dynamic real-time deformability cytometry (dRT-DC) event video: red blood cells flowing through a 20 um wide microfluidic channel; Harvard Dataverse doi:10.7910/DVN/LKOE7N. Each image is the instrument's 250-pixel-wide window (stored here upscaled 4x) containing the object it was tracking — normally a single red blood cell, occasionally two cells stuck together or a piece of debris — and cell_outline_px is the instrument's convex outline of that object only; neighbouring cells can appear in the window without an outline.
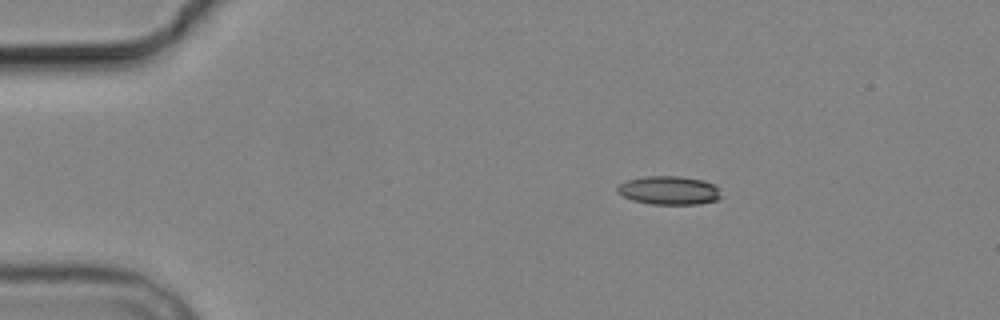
{"species": "common noctule bat (a hibernating species)", "species_latin": "Nyctalus noctula", "temperature_condition": "cold", "stored_images_in_passage": 3, "camera_frame_rate_fps": 3000, "um_per_image_px": 0.085, "animal": {"sex": "male", "body_mass_g": 19.2, "forearm_length_mm": 51.8}, "frame": {"image": 1, "passage_image": 1, "time_ms": 0.0, "image_size_px": [1000, 320], "cell_outline_px": [[724, 196], [716, 200], [700, 204], [652, 204], [632, 200], [616, 192], [616, 188], [624, 180], [644, 176], [680, 176], [704, 180], [712, 184]], "centroid_in_image_um": [56.85, 16.17], "position_along_channel_um": 28.2, "area_um2": 17.4}}